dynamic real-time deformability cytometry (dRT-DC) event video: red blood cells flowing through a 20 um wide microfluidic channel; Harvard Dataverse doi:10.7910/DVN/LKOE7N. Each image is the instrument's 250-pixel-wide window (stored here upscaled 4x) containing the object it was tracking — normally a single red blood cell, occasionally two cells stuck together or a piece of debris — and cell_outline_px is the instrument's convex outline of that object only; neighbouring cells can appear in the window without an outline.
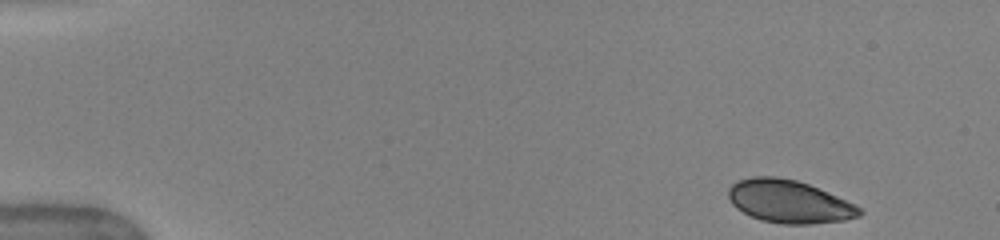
{"species": "human", "species_latin": "Homo sapiens", "temperature_condition": "warm", "stored_images_in_passage": 12, "camera_frame_rate_fps": 3000, "um_per_image_px": 0.085, "donor": {"sex": "female"}, "frame": {"image": 1, "passage_image": 1, "time_ms": 0.0, "image_size_px": [1000, 240], "cell_outline_px": [[864, 212], [860, 216], [844, 220], [812, 224], [780, 224], [760, 220], [736, 208], [732, 204], [728, 196], [728, 188], [736, 180], [752, 176], [776, 176], [796, 180], [808, 184], [856, 204]], "centroid_in_image_um": [67.06, 17.13], "position_along_channel_um": 17.9, "area_um2": 32.89}}